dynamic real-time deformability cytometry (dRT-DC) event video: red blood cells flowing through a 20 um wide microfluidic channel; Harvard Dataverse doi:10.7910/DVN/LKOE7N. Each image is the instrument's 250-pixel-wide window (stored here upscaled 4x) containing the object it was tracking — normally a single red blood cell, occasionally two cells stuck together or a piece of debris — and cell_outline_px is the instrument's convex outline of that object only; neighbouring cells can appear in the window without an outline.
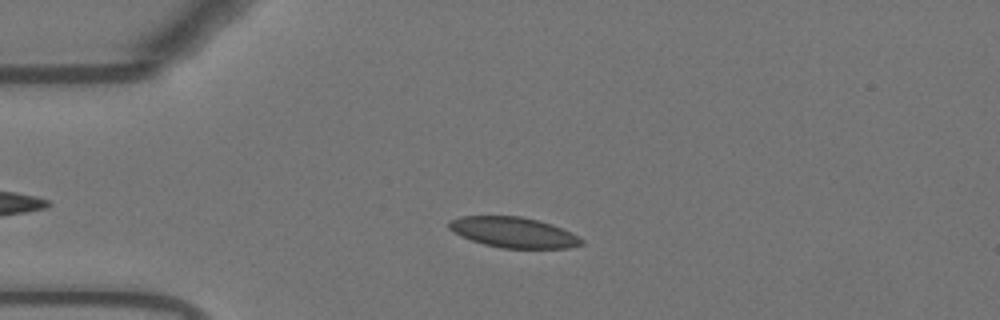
{"species": "Egyptian fruit bat (a non-hibernating species)", "species_latin": "Rousettus aegyptiacus", "temperature_condition": "warm", "stored_images_in_passage": 49, "camera_frame_rate_fps": 3000, "um_per_image_px": 0.085, "animal": {"sex": "female"}, "frame": {"image": 1, "passage_image": 12, "time_ms": 3.667, "image_size_px": [1000, 320], "cell_outline_px": [[584, 244], [568, 248], [500, 248], [484, 244], [460, 236], [448, 228], [448, 220], [460, 216], [520, 216], [552, 224], [584, 240]], "centroid_in_image_um": [43.6, 19.75], "position_along_channel_um": 41.4, "area_um2": 23.41}}
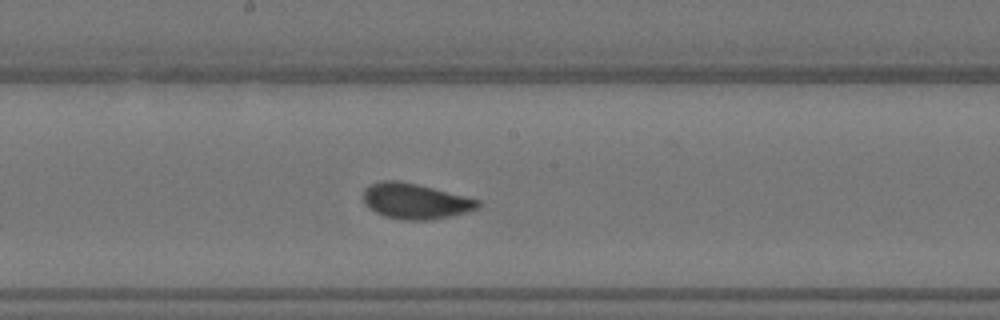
{"frame": {"image": 2, "passage_image": 28, "time_ms": 9.0, "image_size_px": [1000, 320], "cell_outline_px": [[480, 204], [476, 208], [464, 212], [448, 216], [428, 220], [404, 220], [384, 216], [368, 208], [364, 204], [364, 188], [380, 180], [400, 180], [480, 200]], "centroid_in_image_um": [35.23, 17.09], "position_along_channel_um": 213.0, "area_um2": 23.41}}
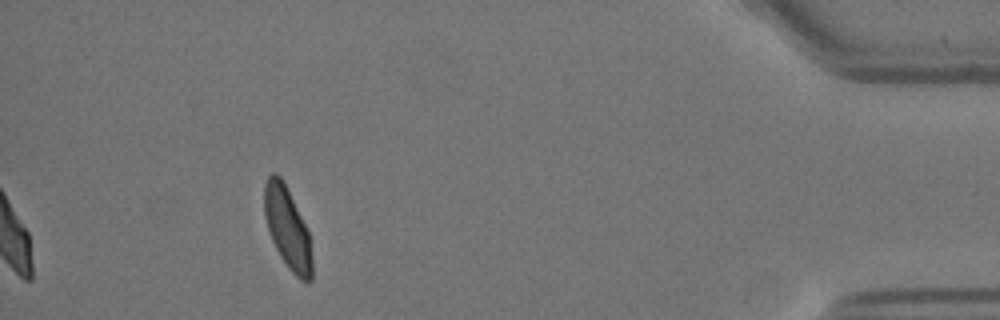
{"frame": {"image": 3, "passage_image": 49, "time_ms": 16.0, "image_size_px": [1000, 320], "cell_outline_px": [[312, 280], [300, 280], [288, 268], [280, 256], [272, 240], [264, 216], [264, 184], [268, 176], [272, 172], [276, 172], [280, 176], [308, 232], [312, 256]], "centroid_in_image_um": [24.41, 19.4], "position_along_channel_um": 410.8, "area_um2": 22.14}, "authors_computed_cell_mechanics": {"area_um2": 23.3512, "velocity_mm_per_s": 3.6757, "shape_relaxation_time_tau1_ms": 2.7949, "shape_relaxation_time_tau2_ms": 0.7484, "deformation_change_tau1": 0.1244, "deformation_change_tau2": 0.0579}}